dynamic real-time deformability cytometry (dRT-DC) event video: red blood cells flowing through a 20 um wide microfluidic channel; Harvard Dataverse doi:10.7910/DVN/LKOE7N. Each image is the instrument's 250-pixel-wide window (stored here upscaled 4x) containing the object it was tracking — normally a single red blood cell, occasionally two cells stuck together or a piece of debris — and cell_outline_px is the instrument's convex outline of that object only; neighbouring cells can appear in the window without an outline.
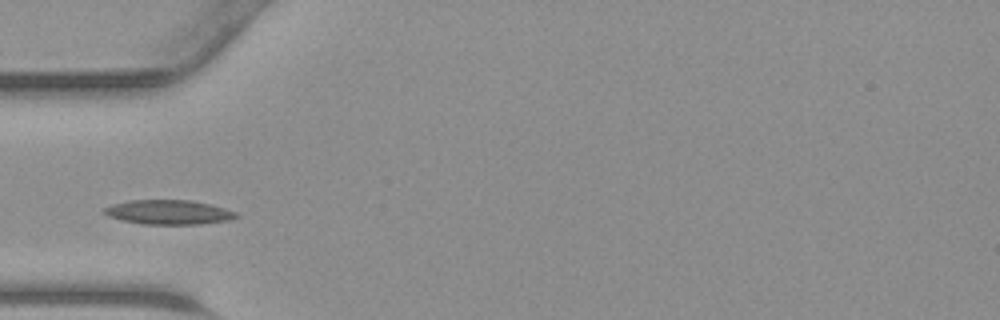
{"species": "common noctule bat (a hibernating species)", "species_latin": "Nyctalus noctula", "temperature_condition": "warm", "stored_images_in_passage": 27, "camera_frame_rate_fps": 3000, "um_per_image_px": 0.085, "animal": {"sex": "male", "body_mass_g": 23.1, "forearm_length_mm": 52.7}, "frame": {"image": 1, "passage_image": 1, "time_ms": 0.0, "image_size_px": [1000, 320], "cell_outline_px": [[240, 216], [232, 220], [200, 224], [144, 224], [120, 220], [108, 216], [104, 212], [104, 208], [112, 204], [132, 200], [188, 200], [212, 204], [236, 212]], "centroid_in_image_um": [14.37, 18.04], "position_along_channel_um": 70.6, "area_um2": 18.84}}
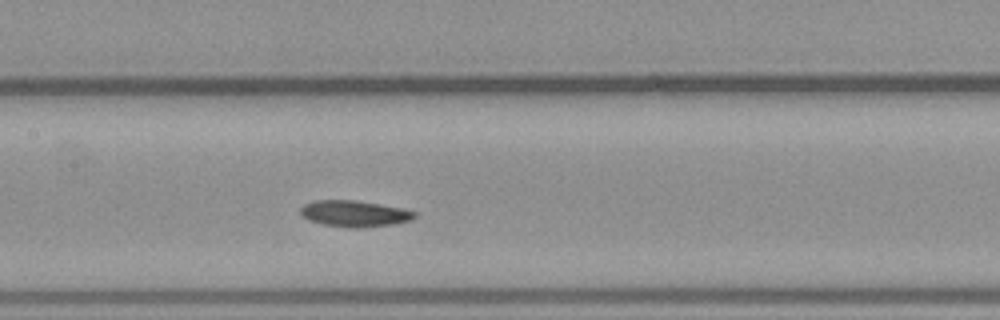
{"frame": {"image": 2, "passage_image": 8, "time_ms": 2.333, "image_size_px": [1000, 320], "cell_outline_px": [[416, 216], [412, 220], [392, 224], [356, 228], [352, 228], [324, 224], [308, 220], [300, 216], [300, 208], [304, 204], [312, 200], [356, 200], [404, 208], [416, 212]], "centroid_in_image_um": [30.11, 18.14], "position_along_channel_um": 177.3, "area_um2": 17.57}}
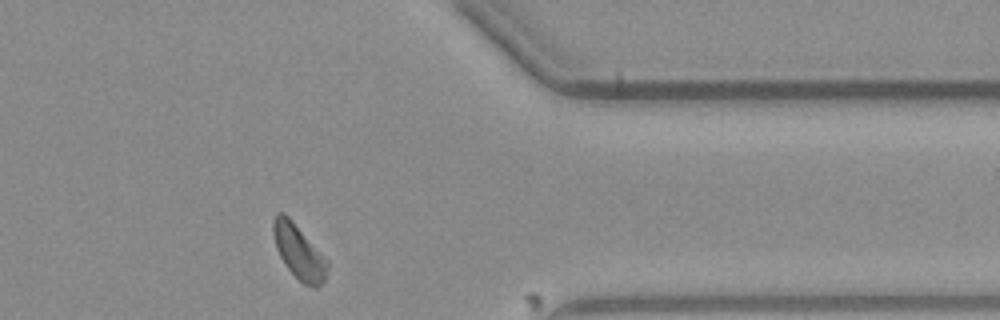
{"frame": {"image": 3, "passage_image": 23, "time_ms": 7.333, "image_size_px": [1000, 320], "cell_outline_px": [[328, 268], [324, 280], [316, 288], [312, 288], [304, 284], [284, 264], [276, 248], [272, 232], [272, 220], [276, 212], [284, 212], [292, 220], [328, 260]], "centroid_in_image_um": [25.38, 21.38], "position_along_channel_um": 386.0, "area_um2": 17.11}}